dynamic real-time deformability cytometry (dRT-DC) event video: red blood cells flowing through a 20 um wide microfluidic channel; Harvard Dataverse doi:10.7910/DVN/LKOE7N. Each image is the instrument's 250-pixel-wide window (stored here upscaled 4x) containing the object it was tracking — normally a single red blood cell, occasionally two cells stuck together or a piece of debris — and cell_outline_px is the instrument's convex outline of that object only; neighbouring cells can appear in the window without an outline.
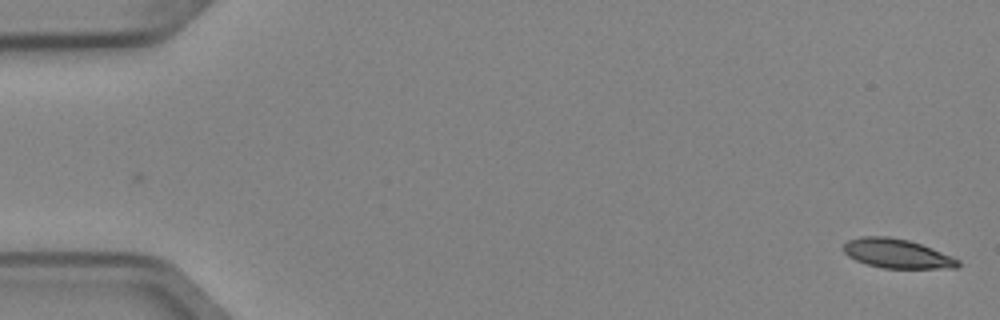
{"species": "Egyptian fruit bat (a non-hibernating species)", "species_latin": "Rousettus aegyptiacus", "temperature_condition": "cold", "stored_images_in_passage": 2, "camera_frame_rate_fps": 3000, "um_per_image_px": 0.085, "animal": {"sex": "female"}, "frame": {"image": 1, "passage_image": 2, "time_ms": 0.333, "image_size_px": [1000, 320], "cell_outline_px": [[960, 264], [956, 268], [884, 268], [868, 264], [856, 260], [848, 256], [844, 252], [844, 244], [848, 240], [860, 236], [888, 236], [908, 240], [932, 248], [952, 256], [960, 260]], "centroid_in_image_um": [76.25, 21.55], "position_along_channel_um": 8.8, "area_um2": 19.42}}